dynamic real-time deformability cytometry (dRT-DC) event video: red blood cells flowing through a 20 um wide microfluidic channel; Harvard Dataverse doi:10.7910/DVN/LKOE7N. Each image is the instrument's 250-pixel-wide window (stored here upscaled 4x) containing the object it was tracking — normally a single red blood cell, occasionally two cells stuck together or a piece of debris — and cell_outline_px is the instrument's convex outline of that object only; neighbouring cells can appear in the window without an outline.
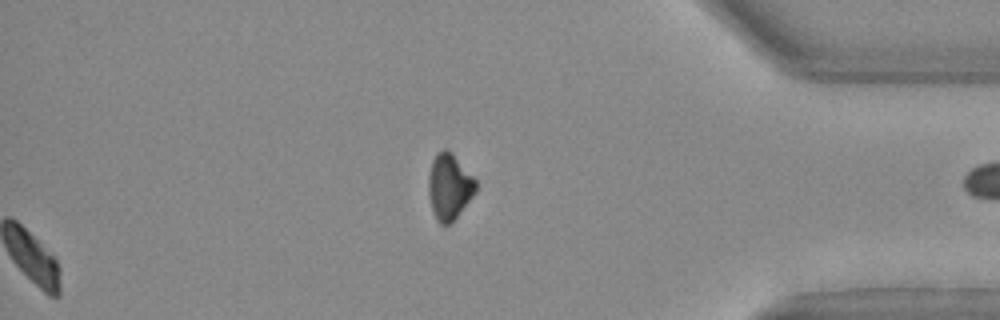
{"species": "Egyptian fruit bat (a non-hibernating species)", "species_latin": "Rousettus aegyptiacus", "temperature_condition": "warm", "stored_images_in_passage": 33, "segment_of_instrument_passage": [2, 2], "camera_frame_rate_fps": 3000, "um_per_image_px": 0.085, "animal": {"sex": "female"}, "frame": {"image": 1, "passage_image": 33, "time_ms": 10.667, "image_size_px": [1000, 320], "cell_outline_px": [[476, 192], [456, 216], [448, 224], [440, 224], [436, 220], [428, 196], [428, 176], [432, 160], [436, 152], [444, 148], [476, 180]], "centroid_in_image_um": [38.15, 15.88], "position_along_channel_um": 397.1, "area_um2": 17.63}}